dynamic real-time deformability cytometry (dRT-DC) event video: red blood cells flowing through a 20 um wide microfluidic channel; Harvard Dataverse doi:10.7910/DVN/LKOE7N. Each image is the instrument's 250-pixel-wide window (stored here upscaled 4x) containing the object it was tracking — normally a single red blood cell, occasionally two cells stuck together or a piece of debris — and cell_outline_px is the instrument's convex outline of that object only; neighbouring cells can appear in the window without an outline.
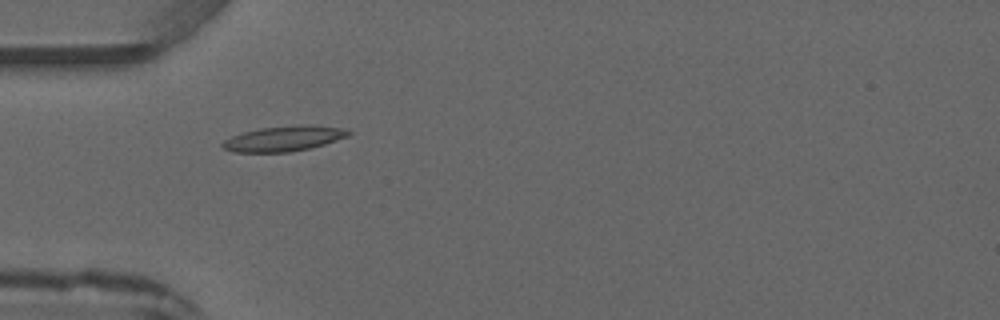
{"species": "common noctule bat (a hibernating species)", "species_latin": "Nyctalus noctula", "temperature_condition": "warm", "stored_images_in_passage": 6, "camera_frame_rate_fps": 3000, "um_per_image_px": 0.085, "animal": {"sex": "male", "forearm_length_mm": 52.5}, "frame": {"image": 1, "passage_image": 5, "time_ms": 4.667, "image_size_px": [1000, 320], "cell_outline_px": [[352, 132], [348, 136], [324, 144], [308, 148], [288, 152], [232, 152], [224, 148], [220, 144], [224, 140], [232, 136], [244, 132], [260, 128], [300, 124], [308, 124], [344, 128]], "centroid_in_image_um": [24.13, 11.77], "position_along_channel_um": 60.9, "area_um2": 18.5}}
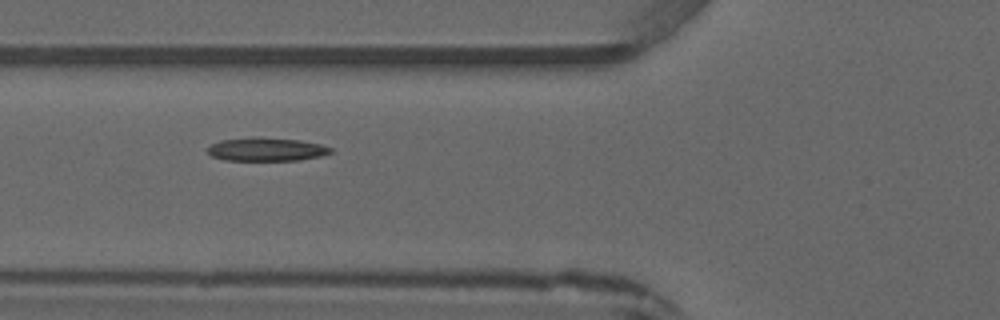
{"frame": {"image": 2, "passage_image": 6, "time_ms": 5.667, "image_size_px": [1000, 320], "cell_outline_px": [[332, 152], [324, 156], [300, 160], [224, 160], [212, 156], [208, 152], [208, 148], [212, 144], [220, 140], [252, 136], [256, 136], [300, 140], [320, 144], [332, 148]], "centroid_in_image_um": [22.67, 12.68], "position_along_channel_um": 103.1, "area_um2": 16.99}}